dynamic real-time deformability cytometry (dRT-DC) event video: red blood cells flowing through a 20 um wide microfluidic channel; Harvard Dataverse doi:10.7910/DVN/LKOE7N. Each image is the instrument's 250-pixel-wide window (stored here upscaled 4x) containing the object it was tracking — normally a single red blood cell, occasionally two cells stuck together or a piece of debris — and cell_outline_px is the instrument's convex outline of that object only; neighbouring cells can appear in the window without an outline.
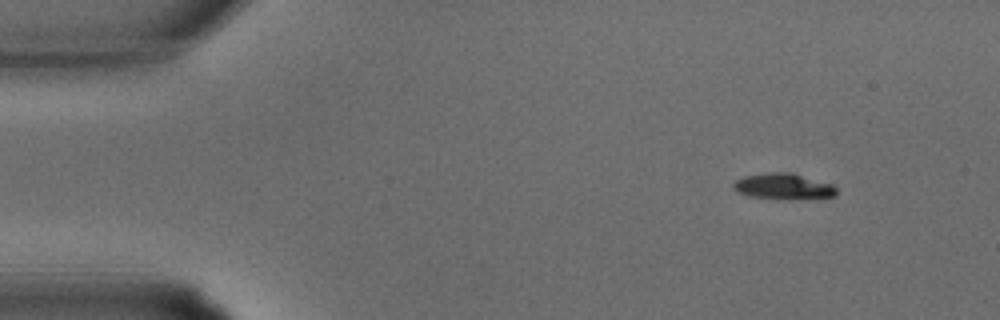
{"species": "common noctule bat (a hibernating species)", "species_latin": "Nyctalus noctula", "temperature_condition": "warm", "stored_images_in_passage": 33, "camera_frame_rate_fps": 3000, "um_per_image_px": 0.085, "animal": {"sex": "male", "body_mass_g": 15.6}, "frame": {"image": 1, "passage_image": 3, "time_ms": 0.667, "image_size_px": [1000, 320], "cell_outline_px": [[836, 196], [748, 196], [736, 192], [732, 188], [732, 184], [736, 180], [744, 176], [768, 172], [792, 172], [832, 184], [836, 188]], "centroid_in_image_um": [66.51, 15.76], "position_along_channel_um": 18.5, "area_um2": 14.57}}
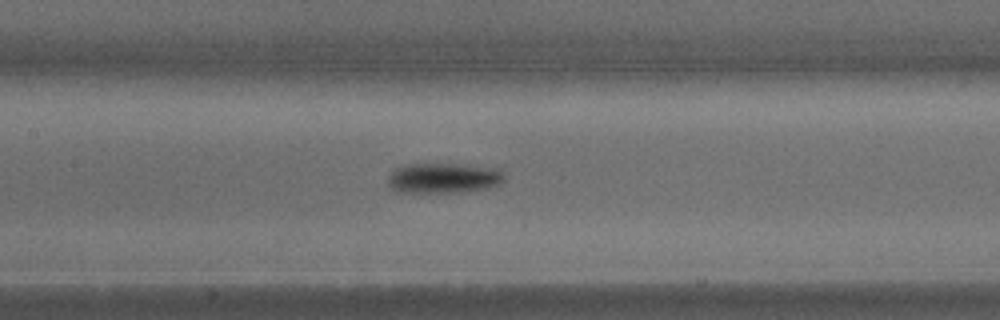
{"frame": {"image": 2, "passage_image": 15, "time_ms": 4.667, "image_size_px": [1000, 320], "cell_outline_px": [[504, 180], [488, 188], [456, 192], [400, 192], [392, 188], [388, 184], [388, 176], [396, 168], [408, 164], [456, 164], [496, 168], [504, 176]], "centroid_in_image_um": [37.66, 15.13], "position_along_channel_um": 169.7, "area_um2": 20.11}}
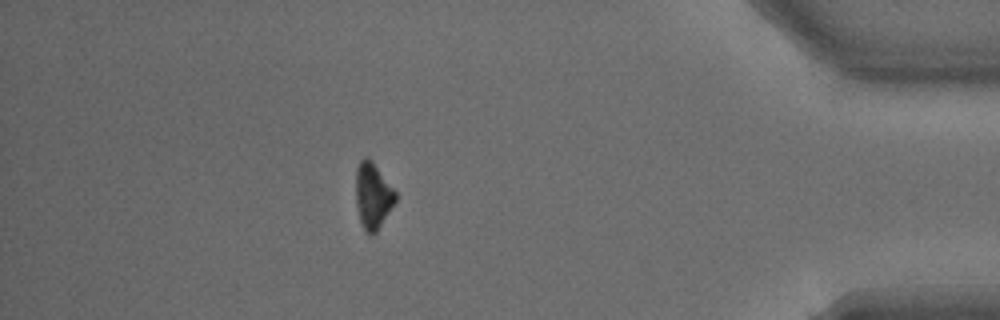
{"frame": {"image": 3, "passage_image": 29, "time_ms": 9.333, "image_size_px": [1000, 320], "cell_outline_px": [[396, 200], [376, 232], [372, 236], [368, 236], [364, 232], [360, 220], [356, 204], [356, 168], [360, 160], [364, 156], [368, 156], [372, 160], [396, 192]], "centroid_in_image_um": [31.67, 16.63], "position_along_channel_um": 403.5, "area_um2": 15.32}}